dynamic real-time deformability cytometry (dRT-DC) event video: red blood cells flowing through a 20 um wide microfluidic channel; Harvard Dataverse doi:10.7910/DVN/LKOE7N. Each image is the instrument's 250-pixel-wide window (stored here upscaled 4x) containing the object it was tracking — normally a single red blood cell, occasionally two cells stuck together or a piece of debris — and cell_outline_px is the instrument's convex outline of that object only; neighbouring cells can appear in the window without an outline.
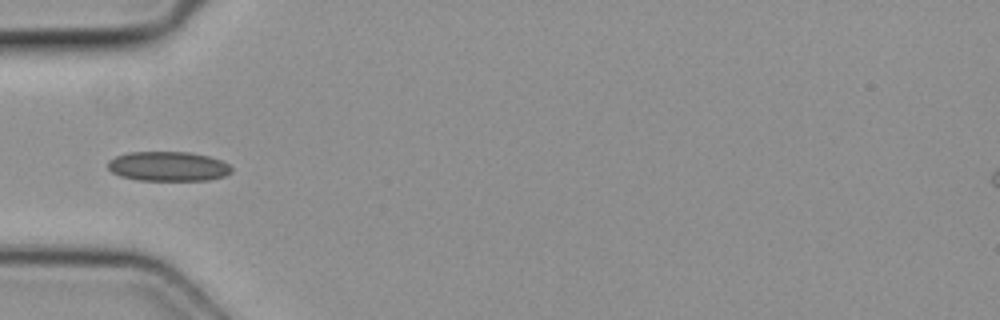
{"species": "common noctule bat (a hibernating species)", "species_latin": "Nyctalus noctula", "temperature_condition": "cold", "stored_images_in_passage": 4, "camera_frame_rate_fps": 3000, "um_per_image_px": 0.085, "animal": {"sex": "female", "body_mass_g": 19.3, "forearm_length_mm": 54.1}, "frame": {"image": 1, "passage_image": 3, "time_ms": 0.667, "image_size_px": [1000, 320], "cell_outline_px": [[232, 172], [224, 176], [208, 180], [136, 180], [120, 176], [112, 172], [108, 168], [108, 160], [116, 156], [128, 152], [188, 152], [208, 156], [220, 160], [228, 164], [232, 168]], "centroid_in_image_um": [14.27, 14.14], "position_along_channel_um": 70.7, "area_um2": 21.33}}
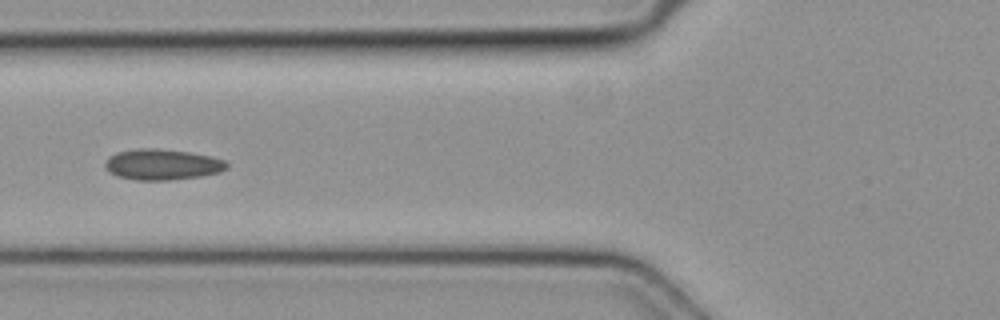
{"frame": {"image": 2, "passage_image": 4, "time_ms": 1.0, "image_size_px": [1000, 320], "cell_outline_px": [[228, 168], [220, 172], [200, 176], [168, 180], [136, 180], [116, 176], [108, 172], [104, 168], [104, 160], [108, 156], [116, 152], [136, 148], [156, 148], [188, 152], [212, 156], [224, 160], [228, 164]], "centroid_in_image_um": [13.73, 13.97], "position_along_channel_um": 112.1, "area_um2": 22.14}}